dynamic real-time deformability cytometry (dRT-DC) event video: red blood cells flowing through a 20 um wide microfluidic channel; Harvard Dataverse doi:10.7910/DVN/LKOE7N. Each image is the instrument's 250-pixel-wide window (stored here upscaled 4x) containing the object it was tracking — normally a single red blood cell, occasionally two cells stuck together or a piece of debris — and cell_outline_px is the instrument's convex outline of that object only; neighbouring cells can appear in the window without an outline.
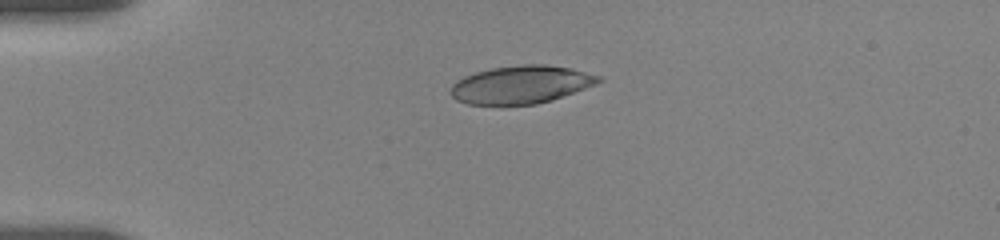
{"species": "human", "species_latin": "Homo sapiens", "temperature_condition": "room temperature", "stored_images_in_passage": 2, "camera_frame_rate_fps": 3000, "um_per_image_px": 0.085, "donor": {"sex": "female"}, "frame": {"image": 1, "passage_image": 1, "time_ms": 0.0, "image_size_px": [1000, 240], "cell_outline_px": [[604, 80], [596, 84], [536, 104], [468, 104], [456, 100], [452, 96], [452, 84], [456, 80], [464, 76], [476, 72], [492, 68], [524, 64], [544, 64], [568, 68], [600, 76]], "centroid_in_image_um": [44.25, 7.18], "position_along_channel_um": 40.8, "area_um2": 32.02}}